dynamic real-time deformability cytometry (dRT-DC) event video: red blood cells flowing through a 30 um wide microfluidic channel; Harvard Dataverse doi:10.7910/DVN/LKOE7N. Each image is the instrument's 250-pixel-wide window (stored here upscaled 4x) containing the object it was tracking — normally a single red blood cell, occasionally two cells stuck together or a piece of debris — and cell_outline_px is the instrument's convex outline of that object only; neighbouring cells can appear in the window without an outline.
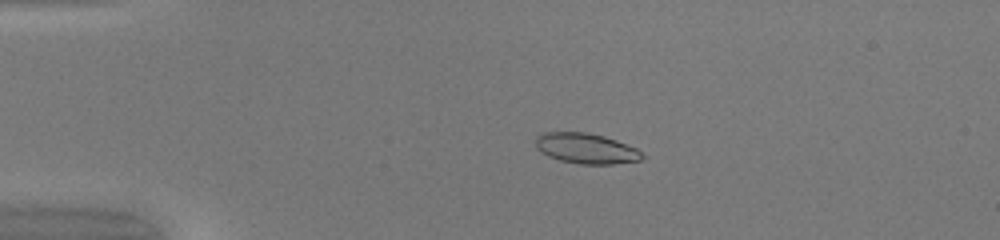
{"species": "common noctule bat (a hibernating species)", "species_latin": "Nyctalus noctula", "temperature_condition": "warm", "stored_images_in_passage": 50, "camera_frame_rate_fps": 3000, "um_per_image_px": 0.085, "animal": {"sex": "female", "body_mass_g": 20.0, "forearm_length_mm": 54.0}, "frame": {"image": 1, "passage_image": 11, "time_ms": 3.333, "image_size_px": [1000, 240], "cell_outline_px": [[648, 156], [640, 160], [612, 164], [580, 164], [560, 160], [548, 156], [540, 152], [536, 148], [536, 136], [544, 132], [588, 132], [604, 136], [616, 140], [636, 148]], "centroid_in_image_um": [49.83, 12.61], "position_along_channel_um": 35.2, "area_um2": 19.02}}
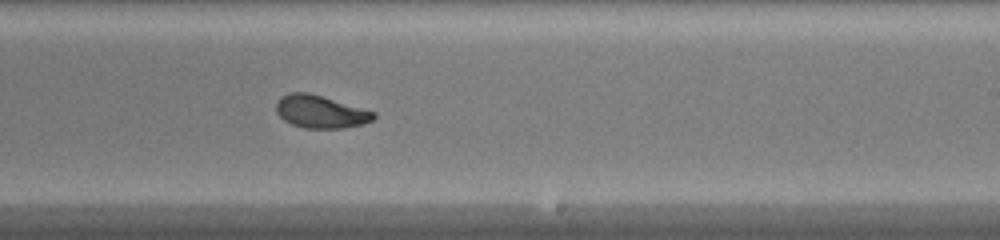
{"frame": {"image": 2, "passage_image": 31, "time_ms": 10.0, "image_size_px": [1000, 240], "cell_outline_px": [[376, 116], [372, 120], [364, 124], [344, 128], [304, 128], [292, 124], [284, 120], [276, 112], [276, 104], [280, 96], [292, 92], [308, 92], [376, 112]], "centroid_in_image_um": [27.24, 9.5], "position_along_channel_um": 261.8, "area_um2": 18.55}}
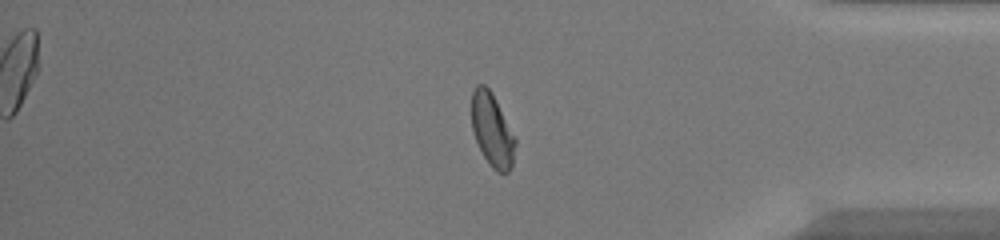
{"frame": {"image": 3, "passage_image": 42, "time_ms": 13.667, "image_size_px": [1000, 240], "cell_outline_px": [[516, 144], [512, 164], [508, 172], [496, 172], [492, 168], [484, 156], [472, 132], [472, 92], [476, 84], [484, 84], [488, 88], [516, 140]], "centroid_in_image_um": [41.81, 11.08], "position_along_channel_um": 393.4, "area_um2": 18.03}, "authors_computed_cell_mechanics": {"area_um2": 19.0162, "velocity_mm_per_s": 4.1952, "shape_relaxation_time_tau1_ms": 2.9679, "shape_relaxation_time_tau2_ms": 0.9457, "deformation_change_tau1": 0.1778, "deformation_change_tau2": 0.0641}}